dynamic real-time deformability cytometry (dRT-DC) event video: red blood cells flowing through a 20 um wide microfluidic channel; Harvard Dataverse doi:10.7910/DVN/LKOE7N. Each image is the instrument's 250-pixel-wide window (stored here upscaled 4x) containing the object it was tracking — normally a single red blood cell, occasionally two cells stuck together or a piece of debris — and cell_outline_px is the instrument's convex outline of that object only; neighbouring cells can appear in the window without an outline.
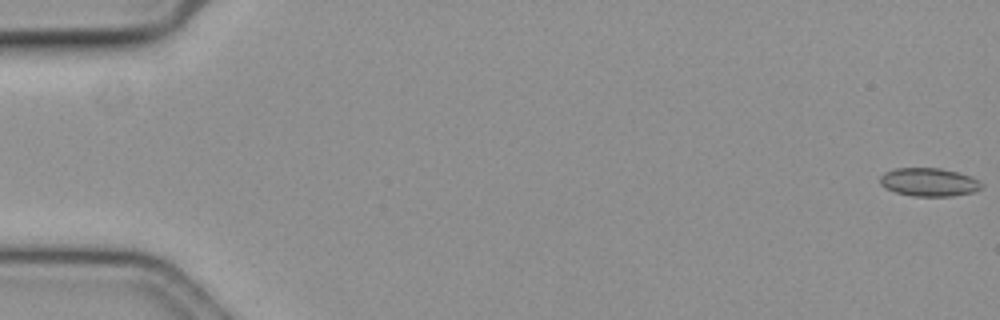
{"species": "common noctule bat (a hibernating species)", "species_latin": "Nyctalus noctula", "temperature_condition": "cold", "stored_images_in_passage": 9, "camera_frame_rate_fps": 3000, "um_per_image_px": 0.085, "animal": {"sex": "female", "body_mass_g": 19.3, "forearm_length_mm": 54.1}, "frame": {"image": 1, "passage_image": 1, "time_ms": 0.0, "image_size_px": [1000, 320], "cell_outline_px": [[984, 188], [972, 192], [952, 196], [912, 196], [896, 192], [880, 184], [880, 176], [884, 172], [896, 168], [940, 168], [956, 172], [968, 176], [976, 180]], "centroid_in_image_um": [78.93, 15.48], "position_along_channel_um": 6.1, "area_um2": 16.47}}